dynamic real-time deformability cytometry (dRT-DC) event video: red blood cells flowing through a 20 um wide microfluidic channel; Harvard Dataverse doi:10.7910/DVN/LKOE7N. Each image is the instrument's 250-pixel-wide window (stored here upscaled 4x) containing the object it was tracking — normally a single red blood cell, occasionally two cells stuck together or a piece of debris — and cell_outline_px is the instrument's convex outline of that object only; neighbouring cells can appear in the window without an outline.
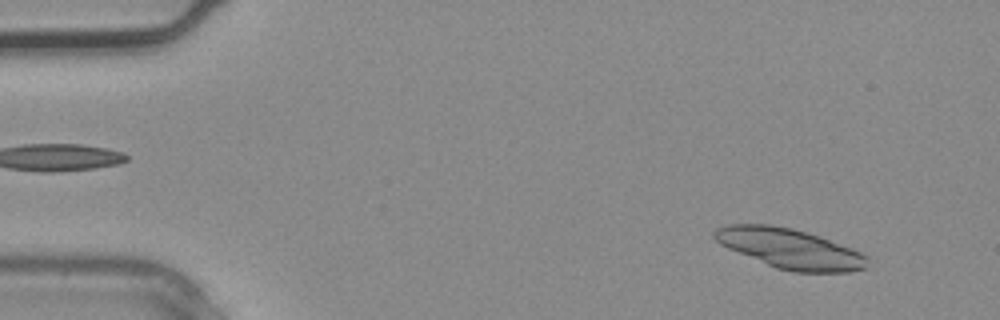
{"species": "common noctule bat (a hibernating species)", "species_latin": "Nyctalus noctula", "temperature_condition": "warm", "stored_images_in_passage": 4, "segment_of_instrument_passage": [2, 2], "camera_frame_rate_fps": 3000, "um_per_image_px": 0.085, "animal": {"sex": "male", "body_mass_g": 20.4}, "frame": {"image": 1, "passage_image": 4, "time_ms": 1.0, "image_size_px": [1000, 320], "cell_outline_px": [[868, 256], [864, 268], [852, 272], [792, 272], [776, 268], [728, 248], [720, 244], [712, 236], [712, 232], [716, 228], [728, 224], [768, 224], [792, 228], [820, 236], [852, 248]], "centroid_in_image_um": [67.12, 21.12], "position_along_channel_um": 17.9, "area_um2": 35.49}}